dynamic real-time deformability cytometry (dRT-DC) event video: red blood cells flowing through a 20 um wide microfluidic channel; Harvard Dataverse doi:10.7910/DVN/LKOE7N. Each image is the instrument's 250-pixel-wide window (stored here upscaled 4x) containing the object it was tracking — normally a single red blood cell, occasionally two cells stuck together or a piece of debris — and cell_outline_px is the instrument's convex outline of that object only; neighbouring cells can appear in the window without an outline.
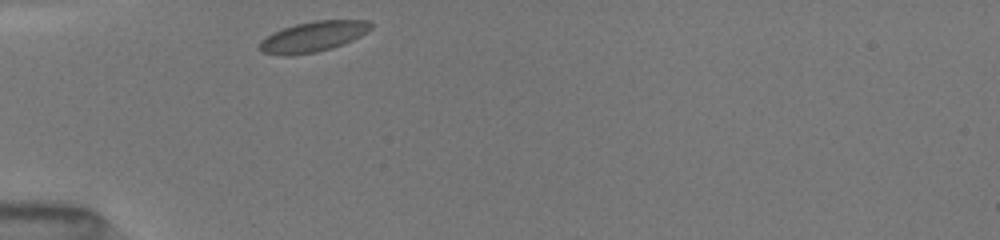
{"species": "common noctule bat (a hibernating species)", "species_latin": "Nyctalus noctula", "temperature_condition": "room temperature", "stored_images_in_passage": 7, "camera_frame_rate_fps": 3000, "um_per_image_px": 0.085, "animal": {"sex": "female", "body_mass_g": 19.5, "forearm_length_mm": 54.1}, "frame": {"image": 1, "passage_image": 1, "time_ms": 0.0, "image_size_px": [1000, 240], "cell_outline_px": [[372, 28], [360, 36], [344, 44], [332, 48], [316, 52], [288, 56], [280, 56], [260, 52], [256, 48], [260, 40], [272, 32], [296, 24], [312, 20], [368, 20], [372, 24]], "centroid_in_image_um": [26.55, 3.13], "position_along_channel_um": 58.4, "area_um2": 20.06}}
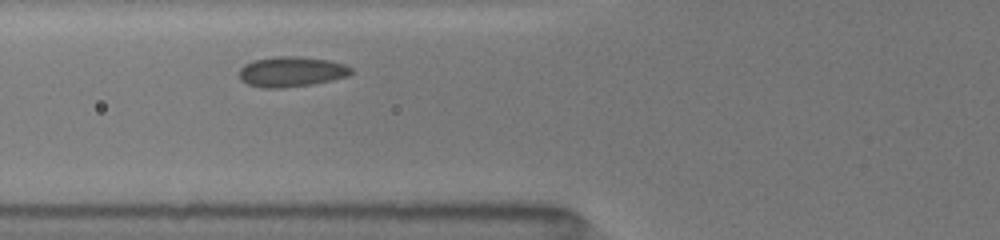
{"frame": {"image": 2, "passage_image": 4, "time_ms": 1.333, "image_size_px": [1000, 240], "cell_outline_px": [[352, 72], [348, 76], [332, 80], [312, 84], [280, 88], [260, 88], [248, 84], [240, 80], [236, 72], [244, 64], [252, 60], [276, 56], [300, 56], [328, 60], [344, 64], [352, 68]], "centroid_in_image_um": [24.71, 6.09], "position_along_channel_um": 101.1, "area_um2": 20.0}}
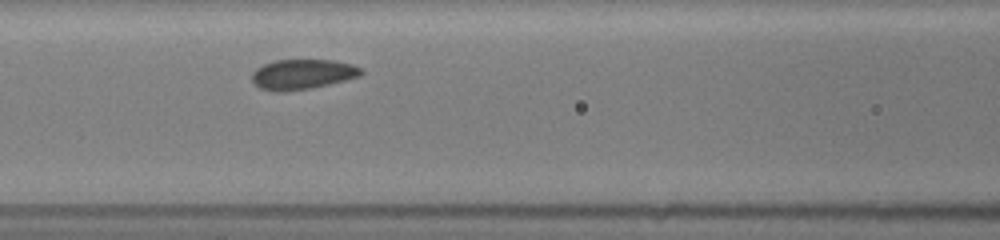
{"frame": {"image": 3, "passage_image": 7, "time_ms": 2.333, "image_size_px": [1000, 240], "cell_outline_px": [[364, 72], [360, 76], [312, 88], [284, 92], [276, 92], [260, 88], [252, 84], [252, 72], [256, 68], [264, 64], [276, 60], [332, 60], [352, 64], [364, 68]], "centroid_in_image_um": [25.7, 6.32], "position_along_channel_um": 140.9, "area_um2": 19.31}}